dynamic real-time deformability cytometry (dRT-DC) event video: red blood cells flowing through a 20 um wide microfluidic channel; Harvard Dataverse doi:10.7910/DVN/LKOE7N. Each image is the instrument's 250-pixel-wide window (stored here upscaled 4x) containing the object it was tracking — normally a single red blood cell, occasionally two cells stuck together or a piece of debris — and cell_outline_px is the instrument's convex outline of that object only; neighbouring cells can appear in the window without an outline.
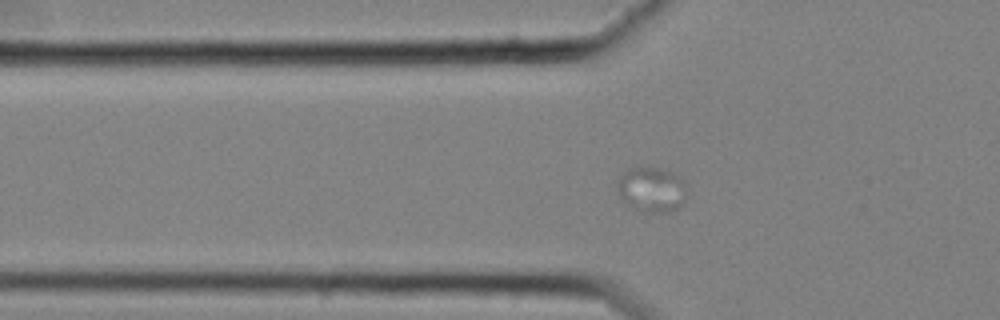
{"species": "common noctule bat (a hibernating species)", "species_latin": "Nyctalus noctula", "temperature_condition": "cold", "stored_images_in_passage": 45, "camera_frame_rate_fps": 3000, "um_per_image_px": 0.085, "animal": {"sex": "female", "body_mass_g": 25.1}, "frame": {"image": 1, "passage_image": 3, "time_ms": 0.667, "image_size_px": [1000, 320], "cell_outline_px": [[684, 204], [680, 208], [668, 212], [640, 212], [632, 208], [620, 196], [616, 188], [616, 180], [628, 168], [656, 168], [676, 172], [684, 180]], "centroid_in_image_um": [55.38, 16.12], "position_along_channel_um": 70.4, "area_um2": 18.44}}
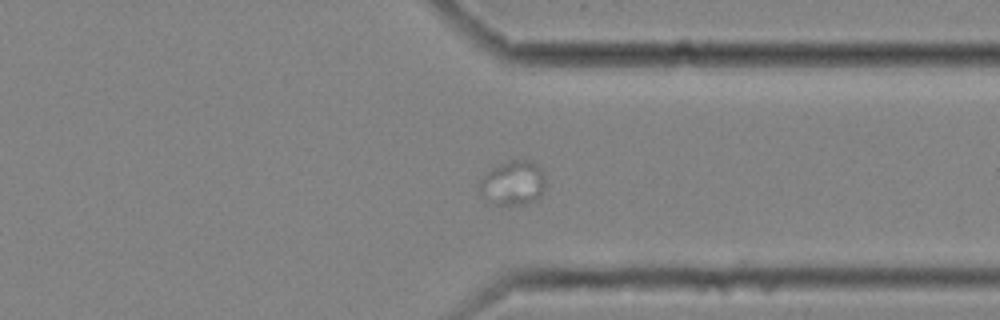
{"frame": {"image": 2, "passage_image": 30, "time_ms": 9.667, "image_size_px": [1000, 320], "cell_outline_px": [[544, 188], [540, 196], [536, 200], [524, 204], [496, 204], [480, 192], [480, 180], [492, 168], [508, 160], [532, 160], [540, 168], [544, 176]], "centroid_in_image_um": [43.64, 15.53], "position_along_channel_um": 367.8, "area_um2": 16.7}}
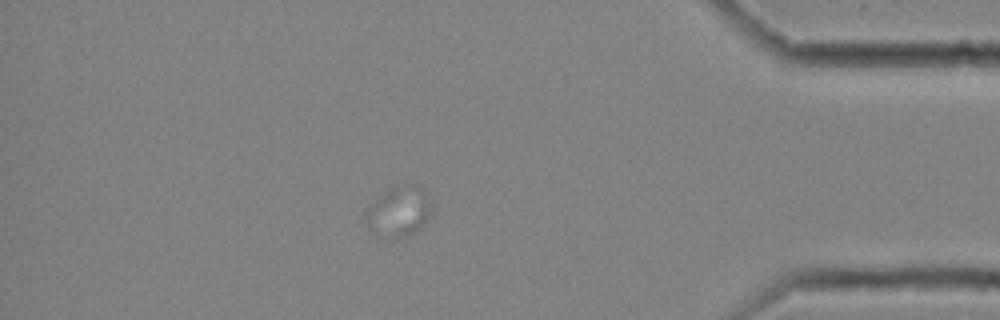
{"frame": {"image": 3, "passage_image": 36, "time_ms": 11.667, "image_size_px": [1000, 320], "cell_outline_px": [[432, 216], [420, 228], [404, 236], [392, 240], [368, 228], [368, 208], [376, 196], [388, 188], [400, 184], [420, 184], [424, 188], [432, 208]], "centroid_in_image_um": [33.96, 17.92], "position_along_channel_um": 401.2, "area_um2": 19.42}}